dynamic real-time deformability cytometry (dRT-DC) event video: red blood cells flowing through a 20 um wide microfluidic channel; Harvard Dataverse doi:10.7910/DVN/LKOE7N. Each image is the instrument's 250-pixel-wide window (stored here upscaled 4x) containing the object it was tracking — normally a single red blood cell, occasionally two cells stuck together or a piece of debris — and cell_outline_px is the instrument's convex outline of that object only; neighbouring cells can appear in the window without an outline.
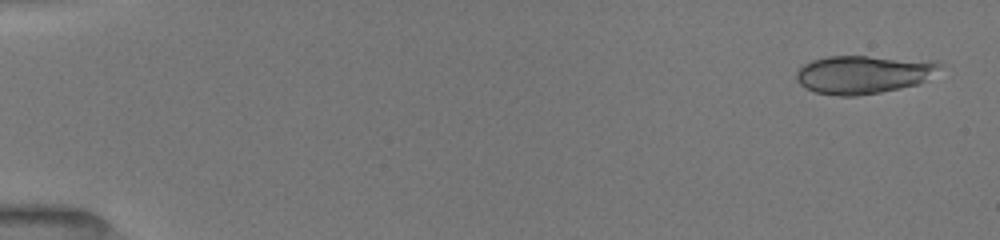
{"species": "common noctule bat (a hibernating species)", "species_latin": "Nyctalus noctula", "temperature_condition": "room temperature", "stored_images_in_passage": 27, "camera_frame_rate_fps": 3000, "um_per_image_px": 0.085, "animal": {"sex": "female", "body_mass_g": 19.5, "forearm_length_mm": 54.1}, "frame": {"image": 1, "passage_image": 1, "time_ms": 0.0, "image_size_px": [1000, 240], "cell_outline_px": [[944, 64], [920, 84], [880, 92], [856, 96], [840, 96], [816, 92], [800, 84], [796, 80], [796, 72], [804, 64], [812, 60], [828, 56], [864, 56], [932, 60]], "centroid_in_image_um": [73.39, 6.32], "position_along_channel_um": 11.6, "area_um2": 31.85}}
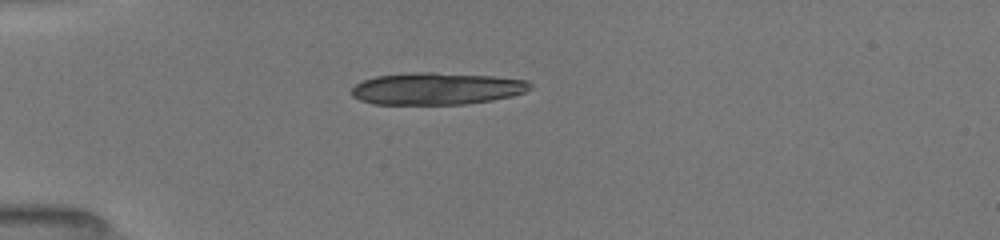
{"frame": {"image": 2, "passage_image": 12, "time_ms": 4.0, "image_size_px": [1000, 240], "cell_outline_px": [[532, 88], [524, 92], [512, 96], [492, 100], [464, 104], [372, 104], [360, 100], [352, 96], [352, 88], [356, 84], [364, 80], [376, 76], [412, 72], [432, 72], [496, 76], [528, 80], [532, 84]], "centroid_in_image_um": [37.14, 7.53], "position_along_channel_um": 47.9, "area_um2": 33.52}}
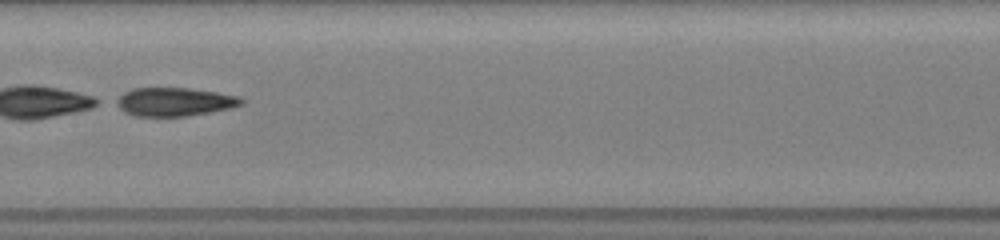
{"frame": {"image": 3, "passage_image": 23, "time_ms": 8.333, "image_size_px": [1000, 240], "cell_outline_px": [[244, 104], [232, 108], [184, 116], [136, 116], [124, 112], [112, 104], [112, 100], [124, 92], [132, 88], [188, 88], [216, 92], [240, 96], [244, 100]], "centroid_in_image_um": [14.77, 8.65], "position_along_channel_um": 192.6, "area_um2": 21.04}}